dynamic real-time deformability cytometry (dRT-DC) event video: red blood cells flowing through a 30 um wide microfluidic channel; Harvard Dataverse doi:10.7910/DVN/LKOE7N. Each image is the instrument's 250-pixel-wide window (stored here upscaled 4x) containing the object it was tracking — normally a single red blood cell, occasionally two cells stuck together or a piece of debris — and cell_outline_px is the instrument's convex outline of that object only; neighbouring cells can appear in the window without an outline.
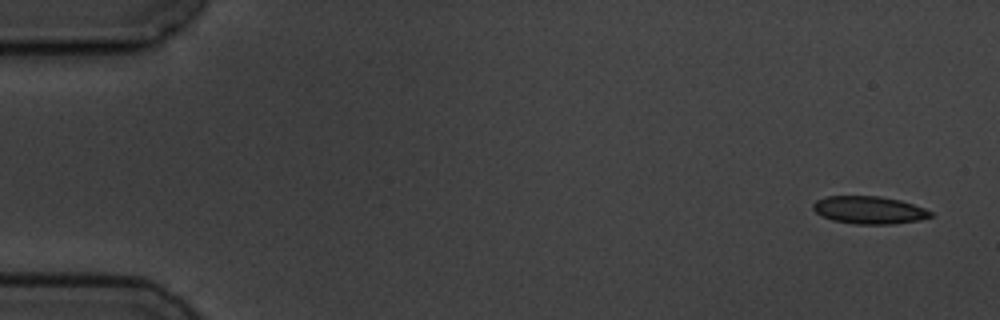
{"species": "common noctule bat (a hibernating species)", "species_latin": "Nyctalus noctula", "temperature_condition": "cold", "stored_images_in_passage": 5, "camera_frame_rate_fps": 3000, "um_per_image_px": 0.085, "animal": {"sex": "male", "body_mass_g": 19.5, "forearm_length_mm": 54.6}, "frame": {"image": 1, "passage_image": 1, "time_ms": 0.0, "image_size_px": [1000, 320], "cell_outline_px": [[932, 216], [920, 220], [892, 224], [856, 224], [832, 220], [820, 216], [812, 208], [812, 204], [816, 200], [828, 196], [880, 196], [900, 200], [924, 208], [932, 212]], "centroid_in_image_um": [73.85, 17.85], "position_along_channel_um": 11.2, "area_um2": 18.96}}
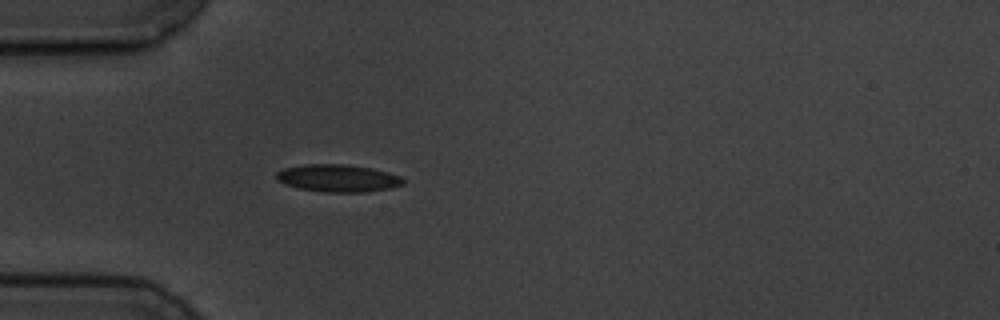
{"frame": {"image": 2, "passage_image": 5, "time_ms": 4.667, "image_size_px": [1000, 320], "cell_outline_px": [[404, 184], [392, 188], [368, 192], [324, 192], [300, 188], [284, 184], [276, 180], [276, 172], [284, 168], [304, 164], [348, 164], [372, 168], [388, 172], [400, 176], [404, 180]], "centroid_in_image_um": [28.74, 15.14], "position_along_channel_um": 56.3, "area_um2": 20.46}}